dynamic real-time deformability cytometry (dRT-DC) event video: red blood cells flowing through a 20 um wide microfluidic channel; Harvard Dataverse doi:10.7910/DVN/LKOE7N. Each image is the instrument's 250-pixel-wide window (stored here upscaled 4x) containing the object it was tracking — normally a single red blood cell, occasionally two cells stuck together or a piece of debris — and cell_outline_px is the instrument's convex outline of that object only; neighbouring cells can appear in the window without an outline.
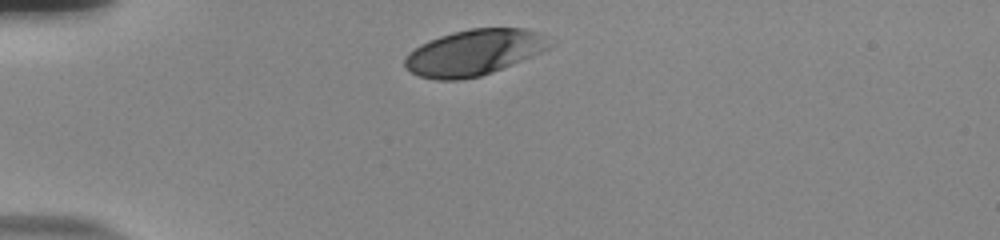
{"species": "human", "species_latin": "Homo sapiens", "temperature_condition": "room temperature", "stored_images_in_passage": 33, "camera_frame_rate_fps": 3000, "um_per_image_px": 0.085, "donor": {"sex": "male"}, "frame": {"image": 1, "passage_image": 1, "time_ms": 0.0, "image_size_px": [1000, 240], "cell_outline_px": [[552, 44], [548, 48], [532, 56], [492, 72], [480, 76], [460, 80], [436, 80], [420, 76], [412, 72], [404, 64], [404, 60], [408, 52], [420, 44], [440, 36], [452, 32], [472, 28], [524, 28], [536, 32]], "centroid_in_image_um": [40.24, 4.47], "position_along_channel_um": 44.8, "area_um2": 38.26}}
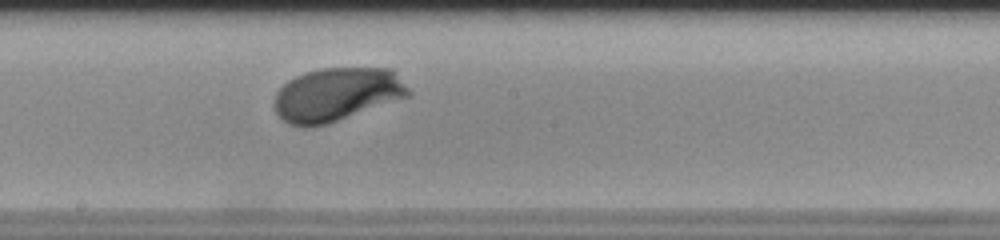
{"frame": {"image": 2, "passage_image": 18, "time_ms": 5.667, "image_size_px": [1000, 240], "cell_outline_px": [[412, 96], [328, 124], [312, 128], [300, 128], [288, 124], [276, 112], [272, 104], [276, 92], [288, 80], [304, 72], [320, 68], [392, 68], [412, 92]], "centroid_in_image_um": [28.62, 8.05], "position_along_channel_um": 219.6, "area_um2": 42.6}}
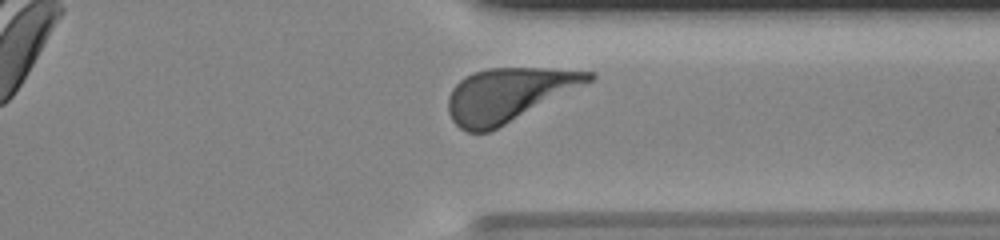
{"frame": {"image": 3, "passage_image": 30, "time_ms": 9.667, "image_size_px": [1000, 240], "cell_outline_px": [[596, 76], [592, 80], [488, 132], [468, 132], [460, 128], [452, 120], [448, 112], [448, 96], [452, 88], [464, 76], [472, 72], [488, 68], [548, 68], [596, 72]], "centroid_in_image_um": [43.16, 8.03], "position_along_channel_um": 368.2, "area_um2": 43.12}, "authors_computed_cell_mechanics": {"area_um2": 41.2692, "velocity_mm_per_s": 3.7049, "shape_relaxation_time_tau1_ms": 2.0288, "shape_relaxation_time_tau2_ms": null, "deformation_change_tau1": 0.1465, "deformation_change_tau2": null}}